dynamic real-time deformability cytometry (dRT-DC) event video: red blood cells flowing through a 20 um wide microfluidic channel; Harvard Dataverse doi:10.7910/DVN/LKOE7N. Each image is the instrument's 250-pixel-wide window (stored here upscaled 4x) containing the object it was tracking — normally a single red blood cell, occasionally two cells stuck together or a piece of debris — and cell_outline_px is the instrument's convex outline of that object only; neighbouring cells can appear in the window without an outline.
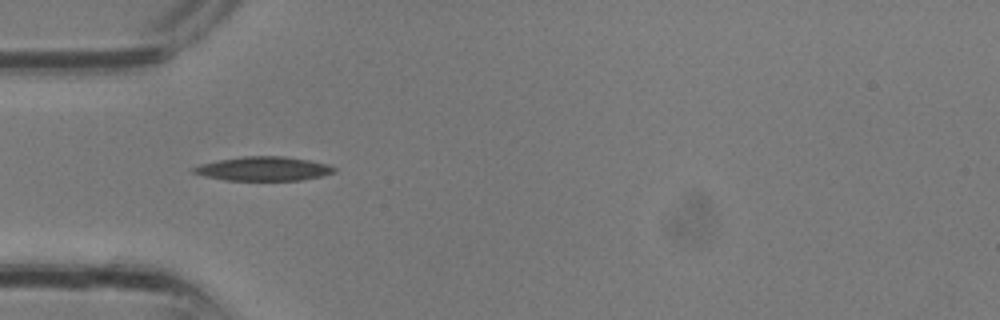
{"species": "common noctule bat (a hibernating species)", "species_latin": "Nyctalus noctula", "temperature_condition": "room temperature", "stored_images_in_passage": 23, "camera_frame_rate_fps": 3000, "um_per_image_px": 0.085, "animal": {"sex": "male", "body_mass_g": 13.3}, "frame": {"image": 1, "passage_image": 1, "time_ms": 0.0, "image_size_px": [1000, 320], "cell_outline_px": [[336, 172], [320, 176], [300, 180], [224, 180], [204, 176], [192, 172], [192, 168], [200, 164], [220, 160], [244, 156], [284, 156], [308, 160], [328, 164], [336, 168]], "centroid_in_image_um": [22.4, 14.34], "position_along_channel_um": 62.6, "area_um2": 19.59}}
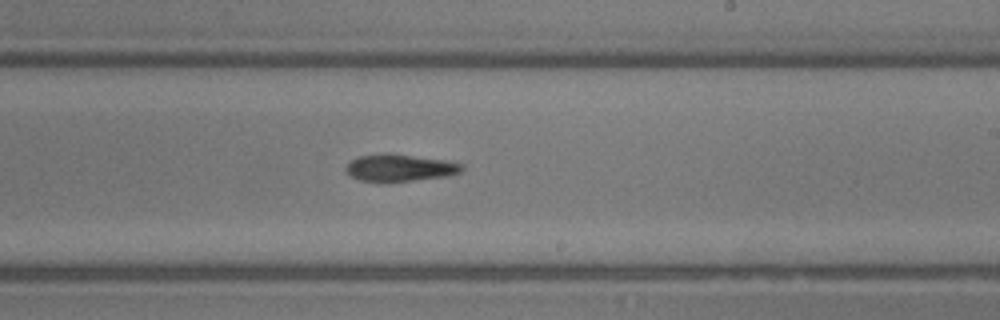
{"frame": {"image": 2, "passage_image": 10, "time_ms": 3.0, "image_size_px": [1000, 320], "cell_outline_px": [[464, 168], [460, 172], [448, 176], [384, 184], [360, 180], [352, 176], [344, 168], [352, 160], [360, 156], [384, 152], [452, 160], [464, 164]], "centroid_in_image_um": [34.03, 14.27], "position_along_channel_um": 255.0, "area_um2": 19.02}}
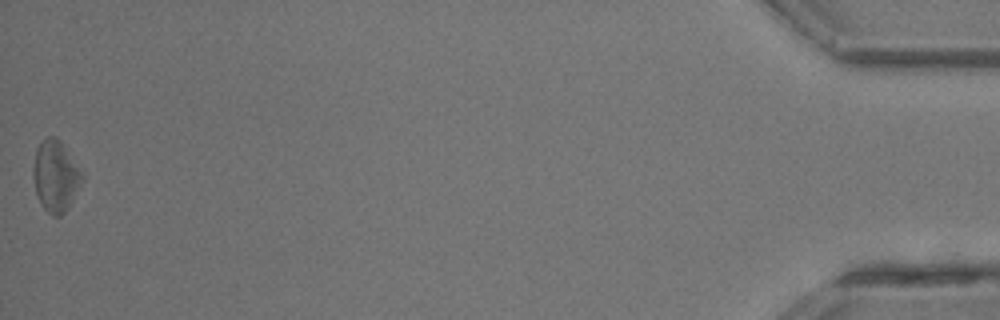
{"frame": {"image": 3, "passage_image": 23, "time_ms": 7.333, "image_size_px": [1000, 320], "cell_outline_px": [[84, 180], [68, 208], [60, 216], [52, 216], [40, 204], [36, 196], [32, 176], [32, 168], [36, 148], [48, 136], [56, 136], [60, 140], [84, 172]], "centroid_in_image_um": [4.73, 14.97], "position_along_channel_um": 430.5, "area_um2": 20.75}}